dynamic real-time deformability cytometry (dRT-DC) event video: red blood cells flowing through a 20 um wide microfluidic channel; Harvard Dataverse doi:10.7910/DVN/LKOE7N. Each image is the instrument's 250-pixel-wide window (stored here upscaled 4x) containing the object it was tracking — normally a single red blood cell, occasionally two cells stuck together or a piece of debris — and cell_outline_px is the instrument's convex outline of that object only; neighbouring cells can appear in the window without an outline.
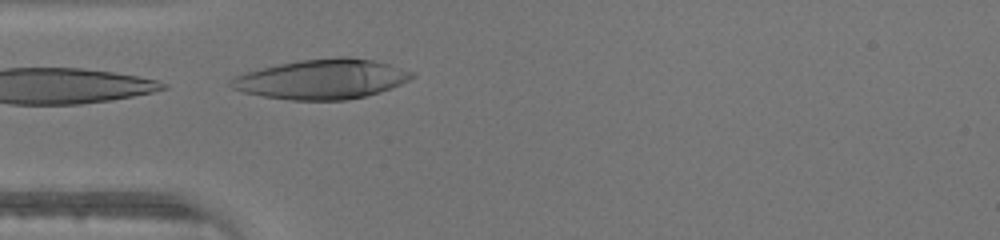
{"species": "human", "species_latin": "Homo sapiens", "temperature_condition": "warm", "stored_images_in_passage": 8, "camera_frame_rate_fps": 3000, "um_per_image_px": 0.085, "donor": {"sex": "male"}, "frame": {"image": 1, "passage_image": 8, "time_ms": 2.333, "image_size_px": [1000, 240], "cell_outline_px": [[416, 76], [392, 88], [380, 92], [348, 100], [292, 100], [264, 96], [244, 92], [232, 88], [228, 84], [236, 76], [260, 68], [300, 60], [340, 56], [352, 56], [372, 60], [388, 64], [416, 72]], "centroid_in_image_um": [27.41, 6.72], "position_along_channel_um": 57.6, "area_um2": 41.85}}